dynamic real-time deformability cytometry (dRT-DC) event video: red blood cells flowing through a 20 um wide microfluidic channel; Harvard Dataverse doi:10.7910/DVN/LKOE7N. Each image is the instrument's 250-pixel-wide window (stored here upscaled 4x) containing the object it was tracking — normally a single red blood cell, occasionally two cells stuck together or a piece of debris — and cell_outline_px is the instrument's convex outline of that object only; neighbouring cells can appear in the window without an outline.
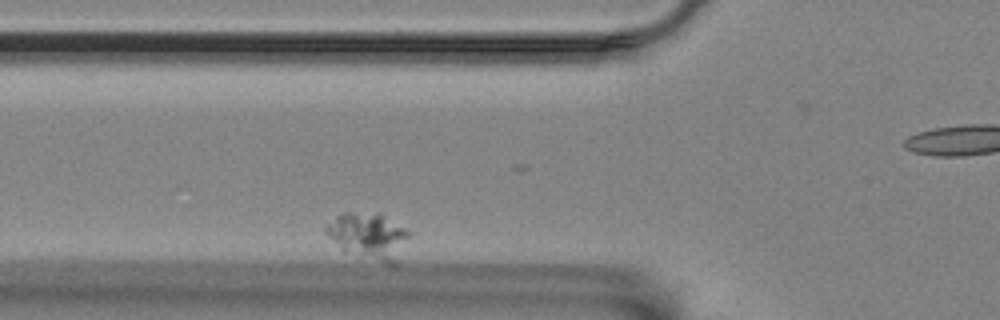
{"species": "Egyptian fruit bat (a non-hibernating species)", "species_latin": "Rousettus aegyptiacus", "temperature_condition": "room temperature", "stored_images_in_passage": 4, "camera_frame_rate_fps": 3000, "um_per_image_px": 0.085, "animal": {"sex": "female"}, "frame": {"image": 1, "passage_image": 3, "time_ms": 2.333, "image_size_px": [1000, 320], "cell_outline_px": [[412, 232], [400, 264], [396, 268], [344, 252], [324, 232], [324, 224], [336, 216], [344, 212], [380, 212]], "centroid_in_image_um": [31.41, 20.11], "position_along_channel_um": 94.4, "area_um2": 23.93}}